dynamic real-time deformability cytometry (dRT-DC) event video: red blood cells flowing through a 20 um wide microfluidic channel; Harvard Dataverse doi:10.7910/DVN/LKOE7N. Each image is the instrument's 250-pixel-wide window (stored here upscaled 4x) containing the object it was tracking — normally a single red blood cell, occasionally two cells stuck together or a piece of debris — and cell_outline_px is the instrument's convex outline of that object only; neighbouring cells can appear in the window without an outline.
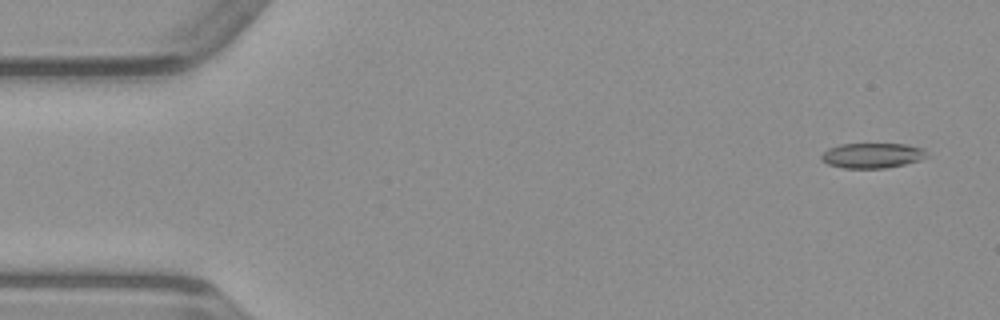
{"species": "common noctule bat (a hibernating species)", "species_latin": "Nyctalus noctula", "temperature_condition": "warm", "stored_images_in_passage": 14, "camera_frame_rate_fps": 3000, "um_per_image_px": 0.085, "animal": {"sex": "male", "body_mass_g": 23.1, "forearm_length_mm": 52.7}, "frame": {"image": 1, "passage_image": 3, "time_ms": 0.667, "image_size_px": [1000, 320], "cell_outline_px": [[928, 156], [904, 164], [884, 168], [844, 168], [828, 164], [820, 160], [820, 156], [828, 148], [840, 144], [904, 144], [924, 148]], "centroid_in_image_um": [74.1, 13.21], "position_along_channel_um": 10.9, "area_um2": 15.32}}
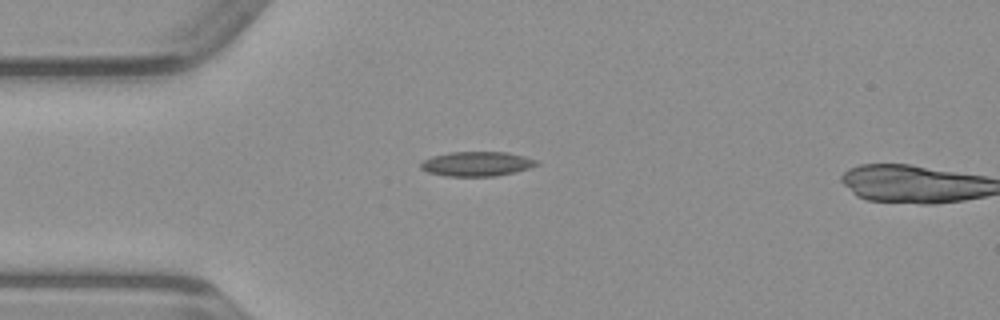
{"frame": {"image": 2, "passage_image": 13, "time_ms": 4.0, "image_size_px": [1000, 320], "cell_outline_px": [[540, 164], [528, 168], [496, 176], [444, 176], [428, 172], [420, 168], [420, 164], [424, 160], [432, 156], [448, 152], [508, 152], [540, 160]], "centroid_in_image_um": [40.53, 13.92], "position_along_channel_um": 44.5, "area_um2": 16.65}}